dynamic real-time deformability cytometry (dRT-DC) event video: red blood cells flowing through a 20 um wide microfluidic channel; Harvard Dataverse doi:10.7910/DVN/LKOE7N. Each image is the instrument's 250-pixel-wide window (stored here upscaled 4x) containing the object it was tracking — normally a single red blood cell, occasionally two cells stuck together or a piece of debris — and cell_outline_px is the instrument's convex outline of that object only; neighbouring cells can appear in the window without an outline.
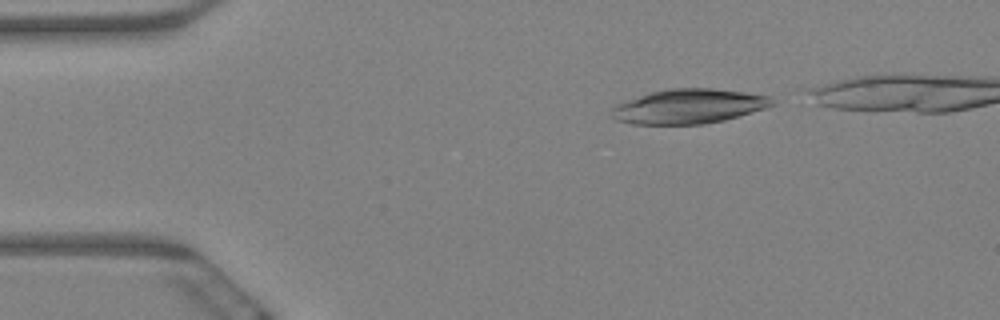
{"species": "Egyptian fruit bat (a non-hibernating species)", "species_latin": "Rousettus aegyptiacus", "temperature_condition": "warm", "stored_images_in_passage": 19, "camera_frame_rate_fps": 3000, "um_per_image_px": 0.085, "animal": {"sex": "female"}, "frame": {"image": 1, "passage_image": 2, "time_ms": 0.333, "image_size_px": [1000, 320], "cell_outline_px": [[776, 104], [764, 108], [724, 120], [704, 124], [632, 124], [616, 120], [612, 116], [612, 108], [616, 104], [652, 92], [672, 88], [712, 88], [744, 92], [772, 96], [776, 100]], "centroid_in_image_um": [58.58, 9.04], "position_along_channel_um": 26.4, "area_um2": 32.14}}
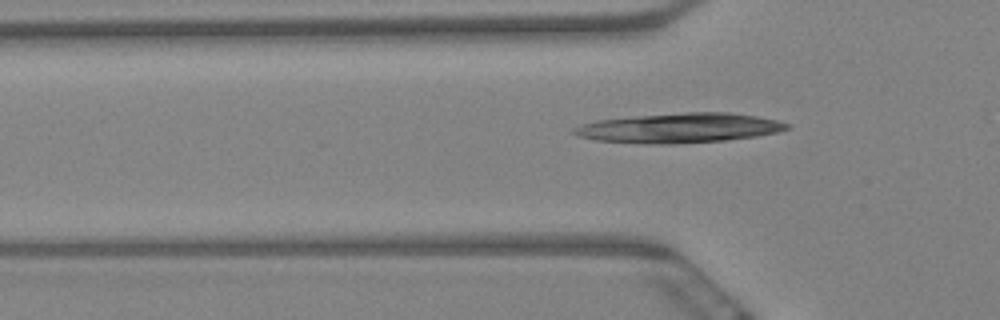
{"frame": {"image": 2, "passage_image": 12, "time_ms": 3.667, "image_size_px": [1000, 320], "cell_outline_px": [[792, 124], [788, 128], [776, 132], [756, 136], [724, 140], [676, 144], [636, 144], [596, 140], [576, 136], [572, 132], [572, 128], [580, 124], [596, 120], [632, 116], [684, 112], [728, 112], [756, 116], [776, 120]], "centroid_in_image_um": [57.67, 10.88], "position_along_channel_um": 68.1, "area_um2": 37.17}}
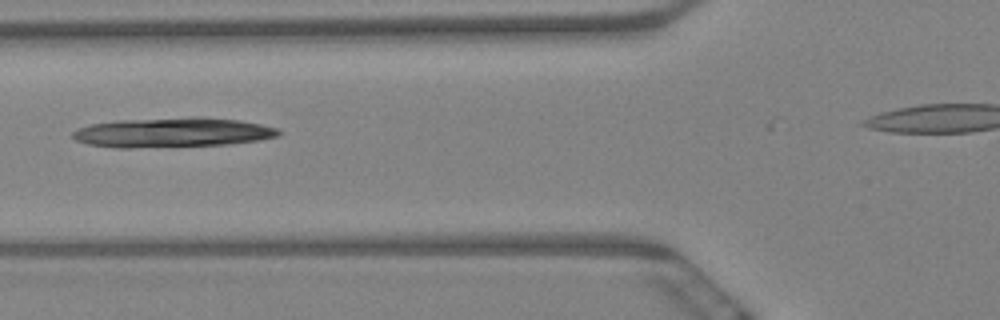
{"frame": {"image": 3, "passage_image": 16, "time_ms": 5.0, "image_size_px": [1000, 320], "cell_outline_px": [[284, 132], [280, 136], [260, 140], [228, 144], [132, 148], [116, 148], [88, 144], [76, 140], [72, 136], [72, 132], [76, 128], [92, 124], [116, 120], [192, 116], [240, 120], [260, 124], [276, 128]], "centroid_in_image_um": [14.67, 11.25], "position_along_channel_um": 111.1, "area_um2": 35.95}}